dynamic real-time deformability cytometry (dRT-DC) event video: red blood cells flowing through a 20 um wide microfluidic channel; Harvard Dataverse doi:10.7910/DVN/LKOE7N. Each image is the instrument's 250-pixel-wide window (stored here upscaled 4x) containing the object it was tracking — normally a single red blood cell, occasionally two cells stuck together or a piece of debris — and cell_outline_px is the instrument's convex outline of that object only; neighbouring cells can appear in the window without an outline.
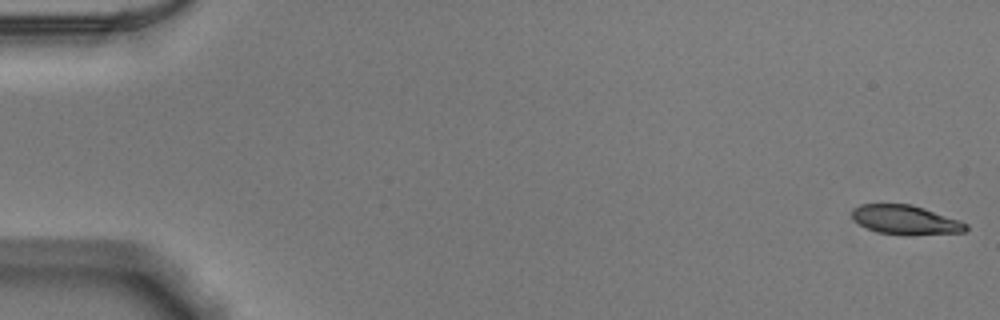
{"species": "Egyptian fruit bat (a non-hibernating species)", "species_latin": "Rousettus aegyptiacus", "temperature_condition": "warm", "stored_images_in_passage": 53, "camera_frame_rate_fps": 3000, "um_per_image_px": 0.085, "animal": {"sex": "male"}, "frame": {"image": 1, "passage_image": 1, "time_ms": 0.0, "image_size_px": [1000, 320], "cell_outline_px": [[968, 228], [964, 232], [908, 236], [904, 236], [876, 232], [860, 224], [852, 216], [852, 212], [860, 204], [908, 204], [924, 208], [960, 220], [968, 224]], "centroid_in_image_um": [77.02, 18.71], "position_along_channel_um": 8.0, "area_um2": 19.48}}
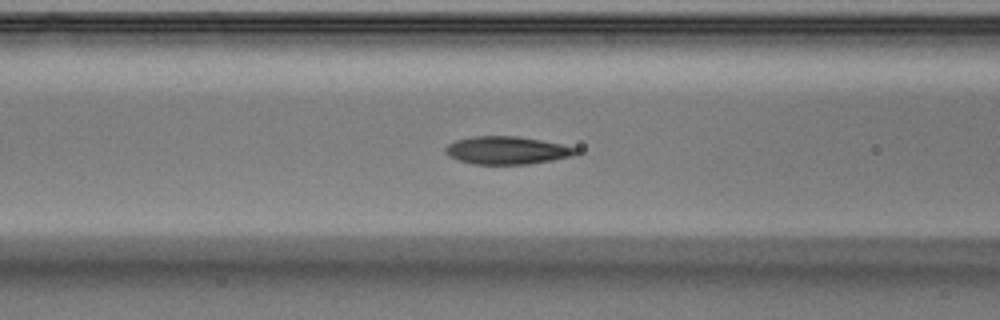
{"frame": {"image": 2, "passage_image": 22, "time_ms": 7.0, "image_size_px": [1000, 320], "cell_outline_px": [[580, 152], [572, 156], [552, 160], [528, 164], [472, 164], [460, 160], [444, 152], [444, 148], [448, 144], [456, 140], [472, 136], [516, 136], [540, 140], [580, 148]], "centroid_in_image_um": [43.11, 12.77], "position_along_channel_um": 123.5, "area_um2": 21.1}}
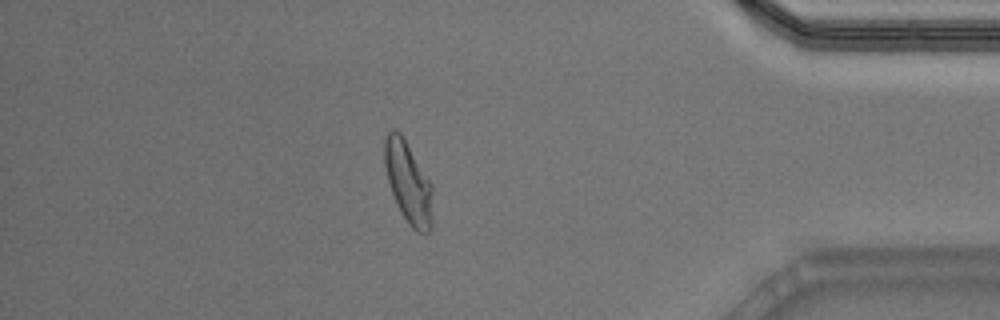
{"frame": {"image": 3, "passage_image": 46, "time_ms": 15.0, "image_size_px": [1000, 320], "cell_outline_px": [[432, 228], [428, 232], [416, 232], [408, 224], [392, 192], [388, 180], [384, 164], [384, 140], [388, 132], [392, 128], [396, 128], [404, 136], [432, 184]], "centroid_in_image_um": [34.71, 15.46], "position_along_channel_um": 400.5, "area_um2": 22.95}, "authors_computed_cell_mechanics": {"area_um2": 21.1548, "velocity_mm_per_s": 3.8765, "shape_relaxation_time_tau1_ms": 5.8656, "shape_relaxation_time_tau2_ms": 1.0559, "deformation_change_tau1": 0.2082, "deformation_change_tau2": 0.066}}